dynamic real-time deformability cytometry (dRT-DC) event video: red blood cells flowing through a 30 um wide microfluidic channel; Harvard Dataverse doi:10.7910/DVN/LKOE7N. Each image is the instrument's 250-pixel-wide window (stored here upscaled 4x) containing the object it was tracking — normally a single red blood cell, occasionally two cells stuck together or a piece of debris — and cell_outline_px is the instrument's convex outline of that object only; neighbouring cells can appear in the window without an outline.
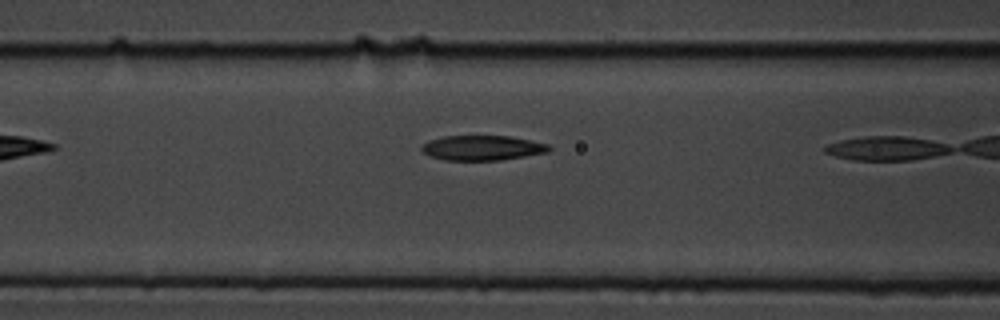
{"species": "common noctule bat (a hibernating species)", "species_latin": "Nyctalus noctula", "temperature_condition": "cold", "stored_images_in_passage": 4, "camera_frame_rate_fps": 3000, "um_per_image_px": 0.085, "animal": {"sex": "male", "body_mass_g": 19.5, "forearm_length_mm": 54.6}, "frame": {"image": 1, "passage_image": 3, "time_ms": 0.667, "image_size_px": [1000, 320], "cell_outline_px": [[552, 148], [548, 152], [500, 160], [444, 160], [428, 156], [420, 148], [420, 144], [428, 140], [444, 136], [512, 136], [548, 144]], "centroid_in_image_um": [40.95, 12.56], "position_along_channel_um": 125.6, "area_um2": 18.61}}